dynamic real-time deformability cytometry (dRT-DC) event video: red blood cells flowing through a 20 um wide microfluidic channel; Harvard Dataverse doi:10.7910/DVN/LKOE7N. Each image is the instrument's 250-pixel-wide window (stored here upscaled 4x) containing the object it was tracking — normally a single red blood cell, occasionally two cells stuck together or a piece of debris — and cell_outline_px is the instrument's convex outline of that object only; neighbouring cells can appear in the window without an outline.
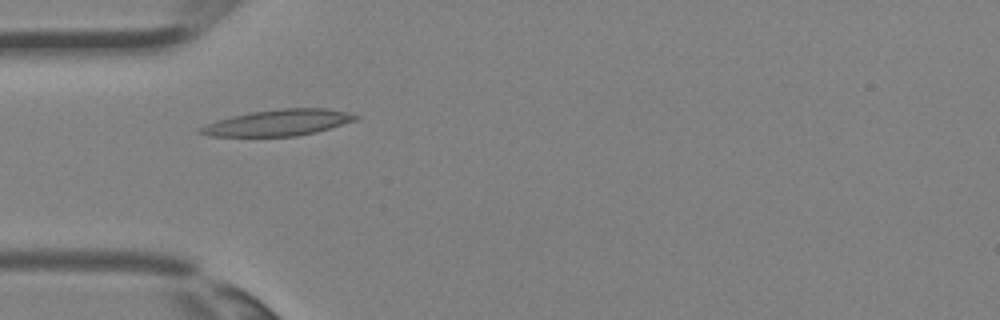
{"species": "Egyptian fruit bat (a non-hibernating species)", "species_latin": "Rousettus aegyptiacus", "temperature_condition": "room temperature", "stored_images_in_passage": 2, "camera_frame_rate_fps": 3000, "um_per_image_px": 0.085, "animal": {"sex": "female"}, "frame": {"image": 1, "passage_image": 1, "time_ms": 0.0, "image_size_px": [1000, 320], "cell_outline_px": [[360, 116], [356, 120], [316, 132], [296, 136], [208, 136], [196, 132], [196, 128], [204, 124], [216, 120], [232, 116], [252, 112], [280, 108], [328, 108]], "centroid_in_image_um": [23.57, 10.43], "position_along_channel_um": 61.4, "area_um2": 23.7}}
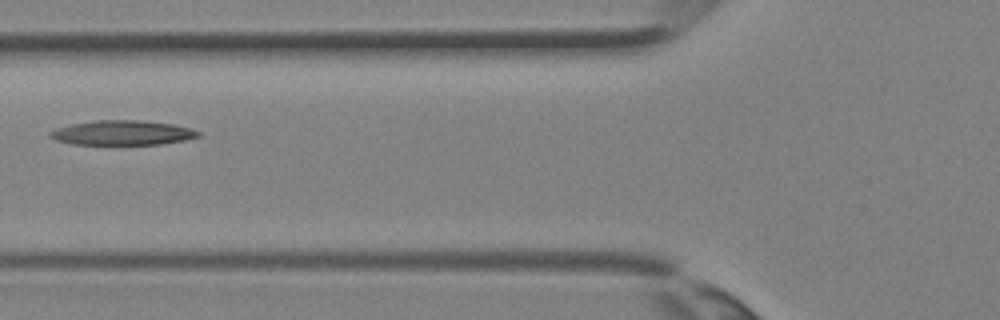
{"frame": {"image": 2, "passage_image": 2, "time_ms": 0.333, "image_size_px": [1000, 320], "cell_outline_px": [[200, 136], [184, 140], [160, 144], [108, 148], [72, 144], [56, 140], [48, 132], [56, 128], [72, 124], [96, 120], [140, 120], [172, 124], [188, 128], [200, 132]], "centroid_in_image_um": [10.35, 11.34], "position_along_channel_um": 115.5, "area_um2": 22.25}}